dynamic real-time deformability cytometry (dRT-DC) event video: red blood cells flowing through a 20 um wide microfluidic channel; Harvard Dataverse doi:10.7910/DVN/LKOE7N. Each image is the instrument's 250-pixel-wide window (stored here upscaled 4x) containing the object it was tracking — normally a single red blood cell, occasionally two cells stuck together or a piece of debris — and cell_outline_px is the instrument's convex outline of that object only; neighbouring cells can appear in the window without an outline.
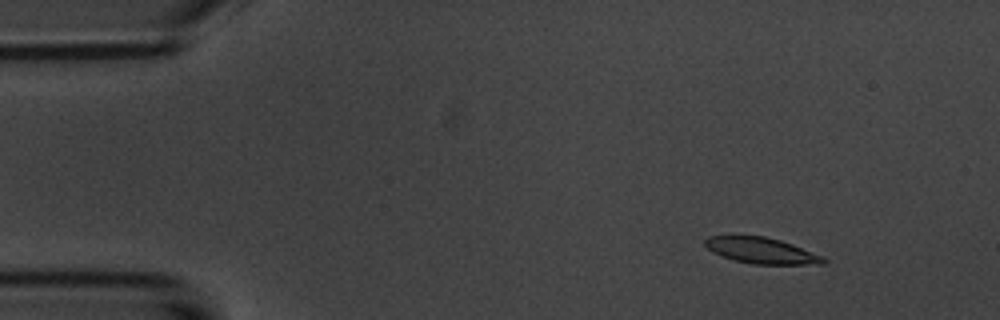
{"species": "common noctule bat (a hibernating species)", "species_latin": "Nyctalus noctula", "temperature_condition": "room temperature", "stored_images_in_passage": 7, "camera_frame_rate_fps": 3000, "um_per_image_px": 0.085, "animal": {"sex": "male", "body_mass_g": 20.1, "forearm_length_mm": 53.5}, "frame": {"image": 1, "passage_image": 2, "time_ms": 1.333, "image_size_px": [1000, 320], "cell_outline_px": [[828, 260], [824, 264], [752, 264], [736, 260], [712, 252], [704, 244], [704, 240], [708, 236], [732, 232], [764, 236], [780, 240], [792, 244], [824, 256]], "centroid_in_image_um": [64.66, 21.24], "position_along_channel_um": 20.3, "area_um2": 18.61}}
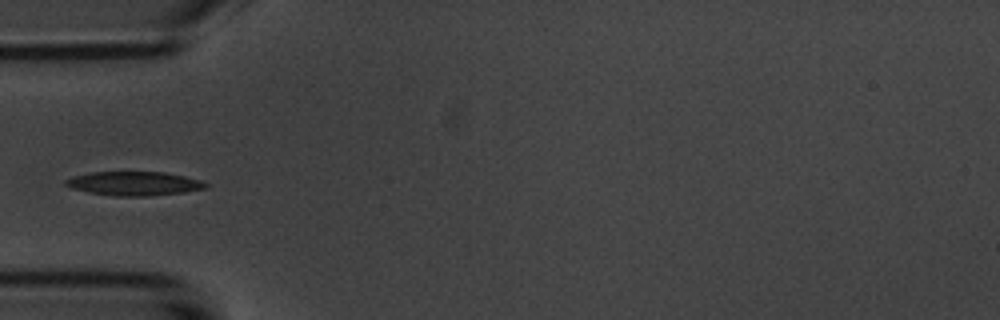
{"frame": {"image": 2, "passage_image": 5, "time_ms": 5.0, "image_size_px": [1000, 320], "cell_outline_px": [[208, 184], [204, 188], [184, 192], [148, 196], [112, 196], [88, 192], [72, 188], [64, 184], [64, 180], [72, 176], [92, 172], [164, 172], [184, 176], [200, 180]], "centroid_in_image_um": [11.35, 15.6], "position_along_channel_um": 73.6, "area_um2": 19.48}}
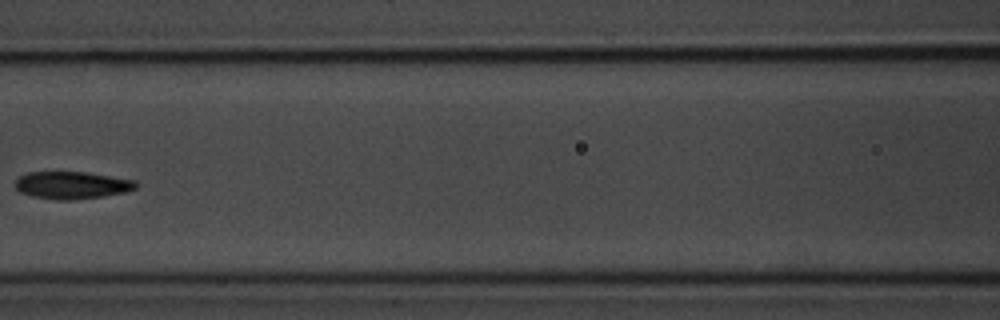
{"frame": {"image": 3, "passage_image": 7, "time_ms": 7.333, "image_size_px": [1000, 320], "cell_outline_px": [[136, 188], [124, 192], [104, 196], [72, 200], [52, 200], [32, 196], [20, 192], [12, 184], [20, 176], [28, 172], [88, 172], [136, 180]], "centroid_in_image_um": [6.08, 15.74], "position_along_channel_um": 160.5, "area_um2": 19.42}}